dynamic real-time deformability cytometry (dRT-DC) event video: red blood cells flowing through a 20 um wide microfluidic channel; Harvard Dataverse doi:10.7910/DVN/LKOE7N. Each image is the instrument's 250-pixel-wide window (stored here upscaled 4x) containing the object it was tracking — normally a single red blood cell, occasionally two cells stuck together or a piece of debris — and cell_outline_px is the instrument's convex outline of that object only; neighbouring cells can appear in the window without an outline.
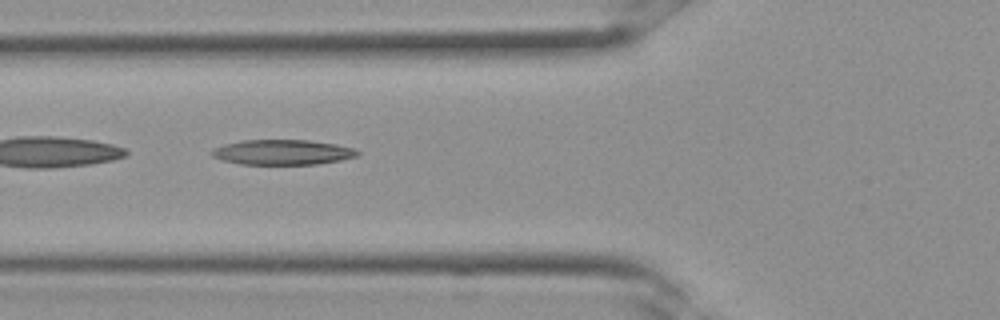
{"species": "Egyptian fruit bat (a non-hibernating species)", "species_latin": "Rousettus aegyptiacus", "temperature_condition": "room temperature", "stored_images_in_passage": 25, "camera_frame_rate_fps": 3000, "um_per_image_px": 0.085, "frame": {"image": 1, "passage_image": 5, "time_ms": 1.333, "image_size_px": [1000, 320], "cell_outline_px": [[360, 152], [356, 156], [340, 160], [316, 164], [240, 164], [220, 160], [212, 156], [208, 152], [212, 148], [224, 144], [244, 140], [308, 140], [336, 144], [352, 148]], "centroid_in_image_um": [23.94, 12.94], "position_along_channel_um": 101.9, "area_um2": 21.33}}
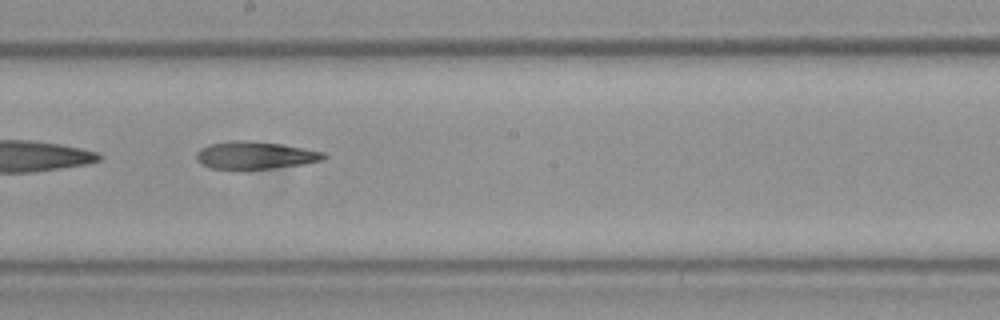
{"frame": {"image": 2, "passage_image": 11, "time_ms": 3.333, "image_size_px": [1000, 320], "cell_outline_px": [[328, 156], [324, 160], [304, 164], [272, 168], [208, 168], [200, 164], [196, 160], [196, 152], [200, 148], [208, 144], [228, 140], [252, 140], [284, 144], [324, 152]], "centroid_in_image_um": [21.68, 13.17], "position_along_channel_um": 226.5, "area_um2": 20.69}}
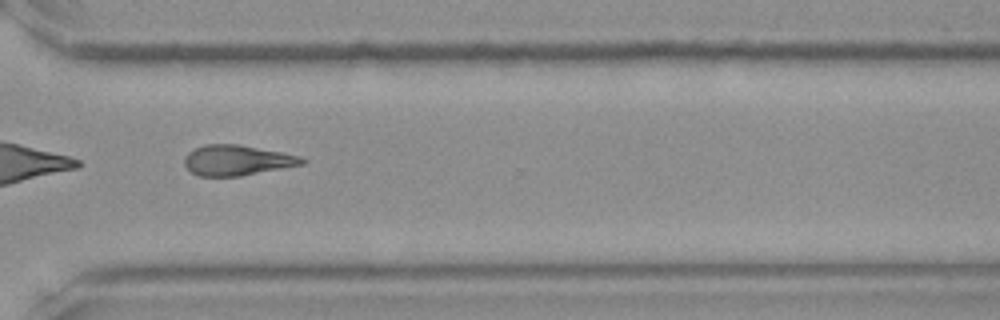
{"frame": {"image": 3, "passage_image": 17, "time_ms": 5.333, "image_size_px": [1000, 320], "cell_outline_px": [[308, 160], [304, 164], [240, 176], [200, 176], [192, 172], [184, 164], [184, 156], [188, 152], [204, 144], [236, 144], [280, 152], [300, 156]], "centroid_in_image_um": [20.14, 13.62], "position_along_channel_um": 350.5, "area_um2": 20.63}}